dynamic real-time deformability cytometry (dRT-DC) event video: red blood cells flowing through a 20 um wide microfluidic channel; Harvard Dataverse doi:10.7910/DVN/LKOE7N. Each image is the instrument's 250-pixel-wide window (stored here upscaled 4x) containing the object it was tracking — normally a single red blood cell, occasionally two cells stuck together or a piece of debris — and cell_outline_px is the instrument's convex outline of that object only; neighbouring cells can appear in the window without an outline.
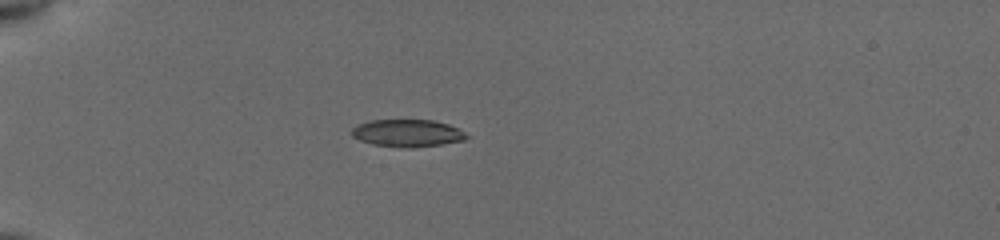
{"species": "common noctule bat (a hibernating species)", "species_latin": "Nyctalus noctula", "temperature_condition": "cold", "stored_images_in_passage": 54, "camera_frame_rate_fps": 3000, "um_per_image_px": 0.085, "animal": {"sex": "female", "body_mass_g": 19.5, "forearm_length_mm": 54.1}, "frame": {"image": 1, "passage_image": 17, "time_ms": 5.333, "image_size_px": [1000, 240], "cell_outline_px": [[472, 136], [464, 140], [440, 144], [408, 148], [372, 144], [360, 140], [352, 136], [352, 128], [356, 124], [372, 120], [432, 120], [448, 124]], "centroid_in_image_um": [34.62, 11.31], "position_along_channel_um": 50.4, "area_um2": 18.21}}
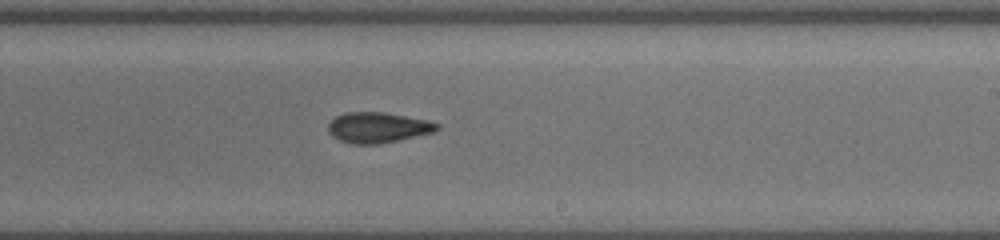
{"frame": {"image": 2, "passage_image": 35, "time_ms": 11.333, "image_size_px": [1000, 240], "cell_outline_px": [[440, 128], [432, 132], [400, 140], [380, 144], [352, 144], [340, 140], [332, 136], [328, 132], [328, 124], [336, 116], [344, 112], [384, 112], [428, 120], [440, 124]], "centroid_in_image_um": [32.11, 10.84], "position_along_channel_um": 256.9, "area_um2": 19.42}}
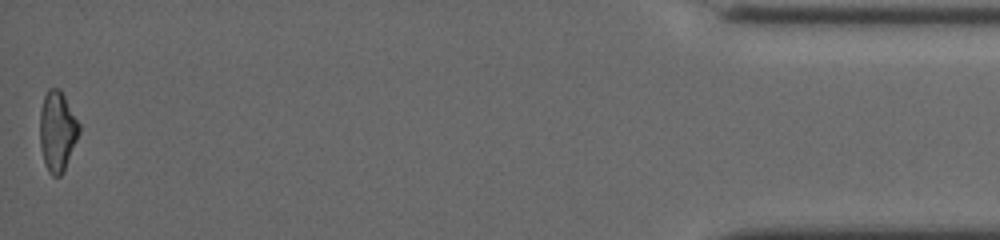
{"frame": {"image": 3, "passage_image": 54, "time_ms": 17.667, "image_size_px": [1000, 240], "cell_outline_px": [[80, 132], [64, 172], [60, 176], [52, 176], [48, 172], [44, 160], [40, 144], [40, 112], [44, 96], [48, 88], [60, 88], [80, 124]], "centroid_in_image_um": [4.88, 11.15], "position_along_channel_um": 430.3, "area_um2": 18.38}, "authors_computed_cell_mechanics": {"area_um2": 18.5538, "velocity_mm_per_s": 3.9369, "shape_relaxation_time_tau1_ms": 2.6267, "shape_relaxation_time_tau2_ms": 2.9892, "deformation_change_tau1": 0.1322, "deformation_change_tau2": 0.1123}}